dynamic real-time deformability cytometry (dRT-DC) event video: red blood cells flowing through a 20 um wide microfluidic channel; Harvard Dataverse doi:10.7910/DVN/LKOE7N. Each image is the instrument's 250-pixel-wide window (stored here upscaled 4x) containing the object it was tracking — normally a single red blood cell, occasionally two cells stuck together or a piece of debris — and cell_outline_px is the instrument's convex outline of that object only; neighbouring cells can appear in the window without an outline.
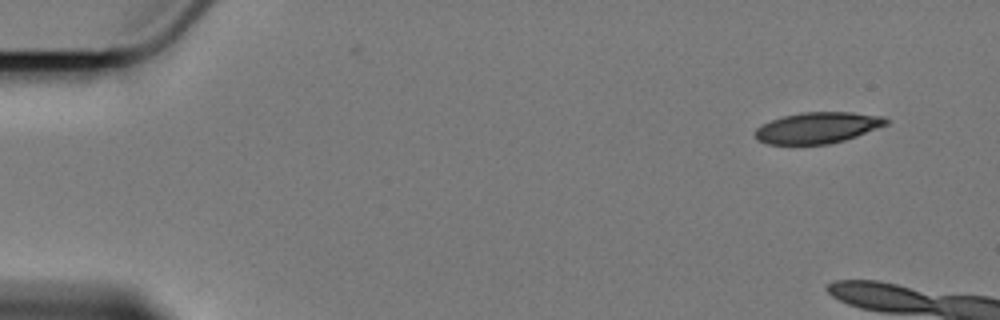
{"species": "Egyptian fruit bat (a non-hibernating species)", "species_latin": "Rousettus aegyptiacus", "temperature_condition": "cold", "stored_images_in_passage": 3, "camera_frame_rate_fps": 3000, "um_per_image_px": 0.085, "animal": {"sex": "female"}, "frame": {"image": 1, "passage_image": 1, "time_ms": 0.0, "image_size_px": [1000, 320], "cell_outline_px": [[888, 124], [856, 136], [844, 140], [828, 144], [768, 144], [756, 140], [756, 128], [760, 124], [784, 116], [800, 112], [852, 112], [884, 116], [888, 120]], "centroid_in_image_um": [69.49, 10.85], "position_along_channel_um": 15.5, "area_um2": 23.7}}